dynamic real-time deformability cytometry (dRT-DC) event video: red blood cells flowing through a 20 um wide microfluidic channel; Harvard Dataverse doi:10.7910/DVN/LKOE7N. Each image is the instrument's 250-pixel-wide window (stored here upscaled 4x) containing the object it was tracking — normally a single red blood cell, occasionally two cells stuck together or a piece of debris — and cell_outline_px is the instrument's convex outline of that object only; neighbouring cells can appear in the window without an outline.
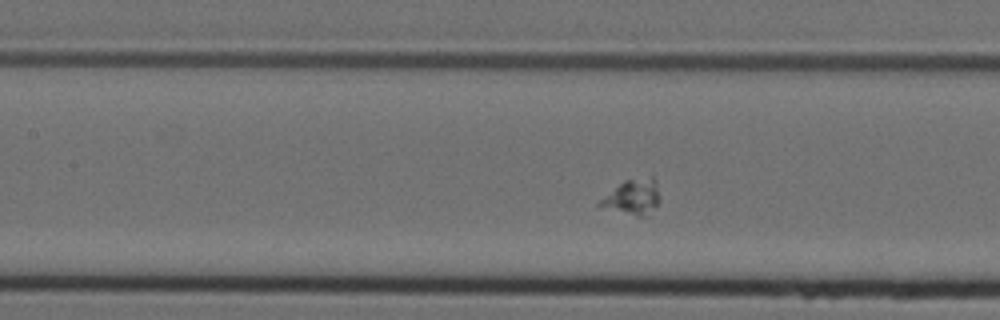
{"species": "Egyptian fruit bat (a non-hibernating species)", "species_latin": "Rousettus aegyptiacus", "temperature_condition": "cold", "stored_images_in_passage": 43, "segment_of_instrument_passage": [2, 2], "camera_frame_rate_fps": 3000, "um_per_image_px": 0.085, "animal": {"sex": "female"}, "frame": {"image": 1, "passage_image": 10, "time_ms": 3.0, "image_size_px": [1000, 320], "cell_outline_px": [[660, 200], [648, 216], [636, 216], [596, 204], [600, 200], [624, 180], [652, 176]], "centroid_in_image_um": [53.8, 16.75], "position_along_channel_um": 153.6, "area_um2": 11.79}}
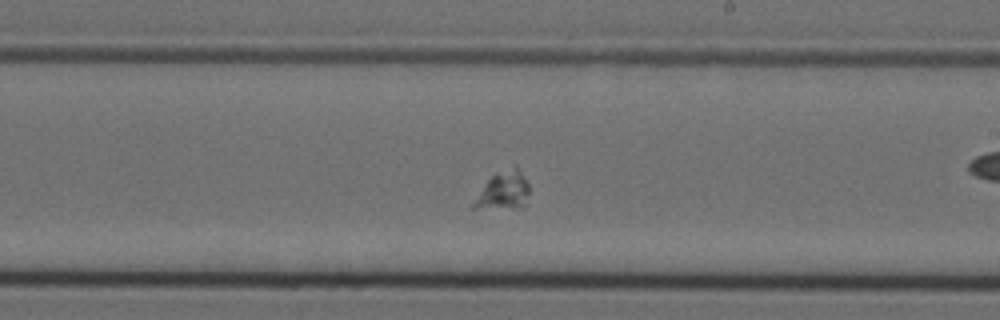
{"frame": {"image": 2, "passage_image": 18, "time_ms": 5.667, "image_size_px": [1000, 320], "cell_outline_px": [[528, 192], [524, 204], [516, 208], [472, 208], [472, 204], [488, 180], [496, 172], [516, 164], [528, 184]], "centroid_in_image_um": [42.8, 16.17], "position_along_channel_um": 246.2, "area_um2": 12.02}}
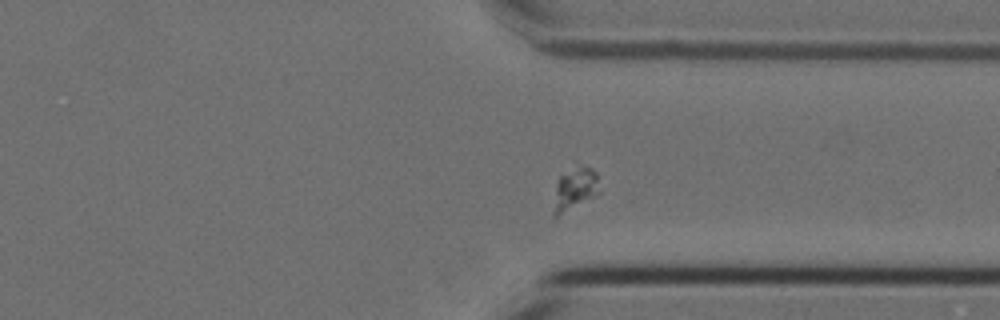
{"frame": {"image": 3, "passage_image": 28, "time_ms": 9.0, "image_size_px": [1000, 320], "cell_outline_px": [[600, 192], [556, 216], [552, 216], [552, 212], [556, 180], [560, 176], [580, 168], [592, 168], [596, 172]], "centroid_in_image_um": [48.82, 16.09], "position_along_channel_um": 362.6, "area_um2": 10.69}}